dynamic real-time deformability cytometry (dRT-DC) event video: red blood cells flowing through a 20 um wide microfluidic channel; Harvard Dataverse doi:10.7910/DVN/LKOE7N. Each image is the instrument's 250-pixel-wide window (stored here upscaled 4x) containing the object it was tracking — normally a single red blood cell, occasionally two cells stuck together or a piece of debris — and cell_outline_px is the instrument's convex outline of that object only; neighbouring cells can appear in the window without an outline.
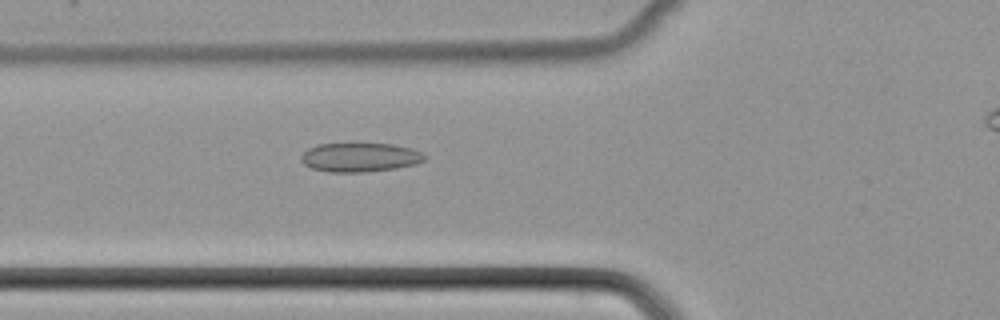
{"species": "common noctule bat (a hibernating species)", "species_latin": "Nyctalus noctula", "temperature_condition": "cold", "stored_images_in_passage": 27, "camera_frame_rate_fps": 3000, "um_per_image_px": 0.085, "animal": {"sex": "female", "body_mass_g": 22.7, "forearm_length_mm": 54.2}, "frame": {"image": 1, "passage_image": 19, "time_ms": 6.0, "image_size_px": [1000, 320], "cell_outline_px": [[428, 156], [424, 160], [416, 164], [396, 168], [364, 172], [328, 172], [312, 168], [304, 164], [300, 160], [300, 156], [308, 148], [316, 144], [392, 144], [412, 148]], "centroid_in_image_um": [30.59, 13.37], "position_along_channel_um": 95.2, "area_um2": 20.92}}
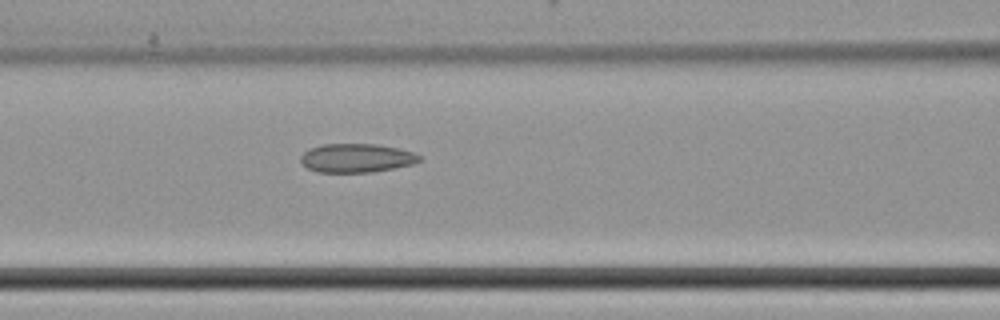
{"frame": {"image": 2, "passage_image": 22, "time_ms": 7.0, "image_size_px": [1000, 320], "cell_outline_px": [[420, 160], [412, 164], [372, 172], [316, 172], [308, 168], [300, 160], [300, 156], [308, 148], [324, 144], [376, 144], [400, 148], [412, 152], [420, 156]], "centroid_in_image_um": [30.27, 13.42], "position_along_channel_um": 136.3, "area_um2": 19.83}}
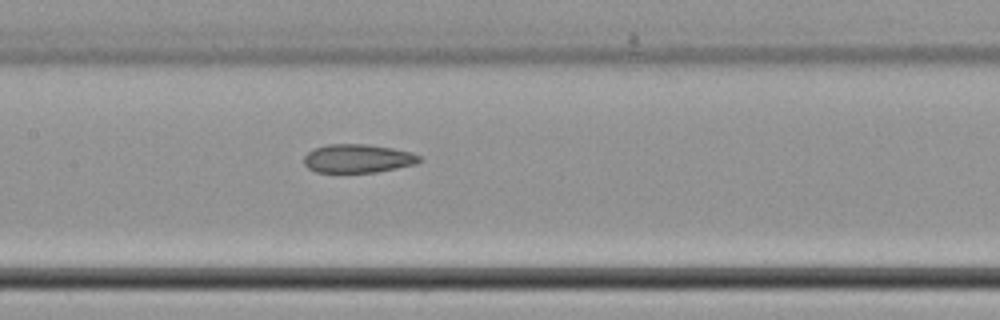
{"frame": {"image": 3, "passage_image": 25, "time_ms": 8.0, "image_size_px": [1000, 320], "cell_outline_px": [[424, 160], [416, 164], [376, 172], [316, 172], [308, 168], [304, 164], [304, 156], [308, 152], [316, 148], [328, 144], [364, 144], [392, 148], [412, 152], [420, 156]], "centroid_in_image_um": [30.44, 13.47], "position_along_channel_um": 177.0, "area_um2": 19.19}}